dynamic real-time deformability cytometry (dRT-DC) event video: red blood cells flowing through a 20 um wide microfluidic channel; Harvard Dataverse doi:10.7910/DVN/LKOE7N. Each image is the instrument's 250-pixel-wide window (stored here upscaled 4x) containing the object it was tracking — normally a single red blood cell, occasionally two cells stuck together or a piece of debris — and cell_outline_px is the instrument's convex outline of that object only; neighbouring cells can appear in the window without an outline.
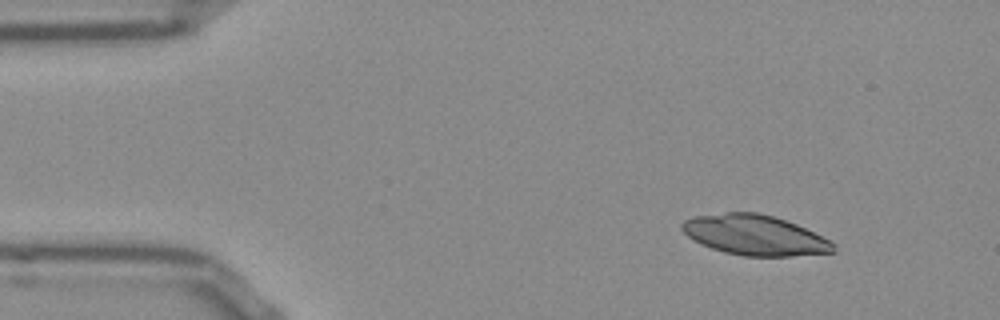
{"species": "Egyptian fruit bat (a non-hibernating species)", "species_latin": "Rousettus aegyptiacus", "temperature_condition": "room temperature", "stored_images_in_passage": 48, "camera_frame_rate_fps": 3000, "um_per_image_px": 0.085, "frame": {"image": 1, "passage_image": 2, "time_ms": 0.333, "image_size_px": [1000, 320], "cell_outline_px": [[836, 252], [792, 256], [744, 256], [724, 252], [700, 244], [692, 240], [680, 228], [680, 224], [684, 220], [692, 216], [724, 212], [756, 212], [772, 216], [796, 224], [836, 244]], "centroid_in_image_um": [64.11, 19.98], "position_along_channel_um": 20.9, "area_um2": 35.49}}